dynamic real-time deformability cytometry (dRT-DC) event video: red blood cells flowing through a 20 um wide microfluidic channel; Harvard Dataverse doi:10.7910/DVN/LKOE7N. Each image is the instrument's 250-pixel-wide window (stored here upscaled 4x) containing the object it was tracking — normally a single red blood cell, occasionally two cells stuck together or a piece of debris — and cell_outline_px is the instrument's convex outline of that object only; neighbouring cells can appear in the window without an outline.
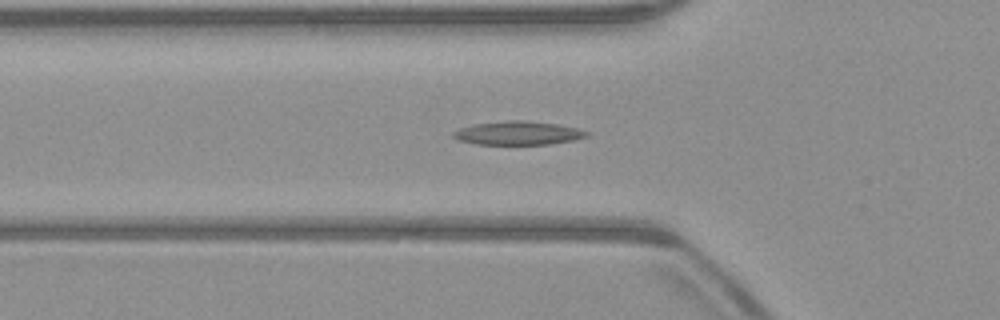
{"species": "common noctule bat (a hibernating species)", "species_latin": "Nyctalus noctula", "temperature_condition": "warm", "stored_images_in_passage": 49, "camera_frame_rate_fps": 3000, "um_per_image_px": 0.085, "animal": {"sex": "male", "body_mass_g": 23.1, "forearm_length_mm": 52.7}, "frame": {"image": 1, "passage_image": 18, "time_ms": 5.667, "image_size_px": [1000, 320], "cell_outline_px": [[592, 132], [588, 136], [576, 140], [548, 144], [476, 144], [456, 140], [452, 136], [452, 132], [460, 128], [476, 124], [504, 120], [524, 120], [556, 124], [576, 128]], "centroid_in_image_um": [44.04, 11.31], "position_along_channel_um": 81.8, "area_um2": 18.44}}
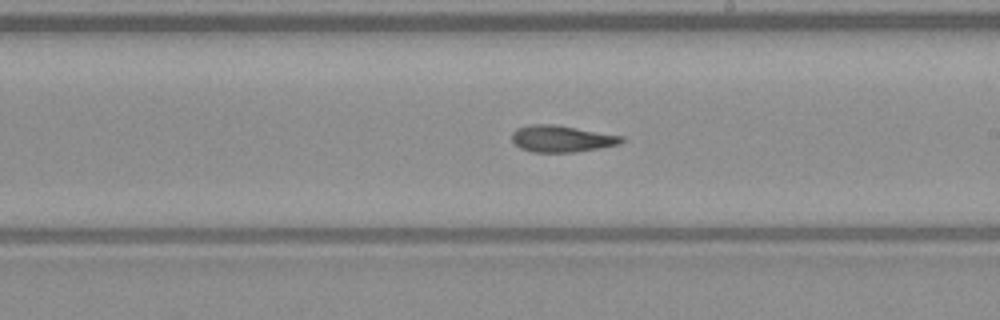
{"frame": {"image": 2, "passage_image": 30, "time_ms": 9.667, "image_size_px": [1000, 320], "cell_outline_px": [[624, 140], [620, 144], [600, 148], [576, 152], [532, 152], [520, 148], [512, 140], [512, 132], [516, 128], [532, 124], [552, 124], [624, 136]], "centroid_in_image_um": [47.73, 11.79], "position_along_channel_um": 241.3, "area_um2": 16.99}}
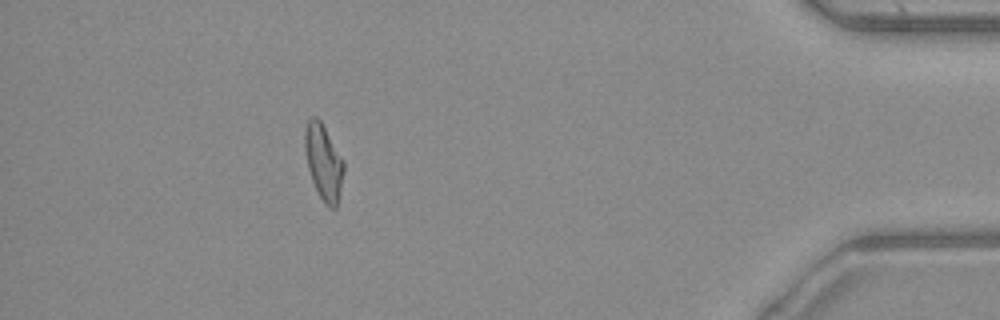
{"frame": {"image": 3, "passage_image": 47, "time_ms": 15.333, "image_size_px": [1000, 320], "cell_outline_px": [[344, 172], [336, 208], [328, 208], [324, 204], [312, 180], [308, 168], [304, 148], [304, 132], [308, 120], [312, 116], [316, 116], [320, 120], [344, 160]], "centroid_in_image_um": [27.5, 13.77], "position_along_channel_um": 407.7, "area_um2": 17.11}}